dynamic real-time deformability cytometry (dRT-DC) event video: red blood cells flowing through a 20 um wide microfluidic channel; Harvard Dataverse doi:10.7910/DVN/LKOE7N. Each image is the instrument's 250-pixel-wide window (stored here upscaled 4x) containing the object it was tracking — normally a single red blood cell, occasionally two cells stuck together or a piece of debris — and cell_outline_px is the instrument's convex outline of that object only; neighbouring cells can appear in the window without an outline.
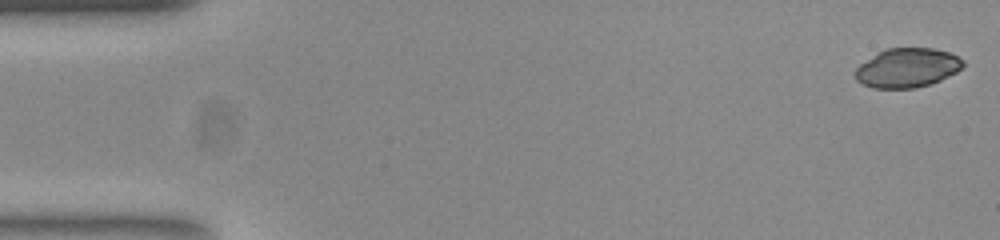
{"species": "common noctule bat (a hibernating species)", "species_latin": "Nyctalus noctula", "temperature_condition": "room temperature", "stored_images_in_passage": 53, "camera_frame_rate_fps": 3000, "um_per_image_px": 0.085, "animal": {"sex": "female", "body_mass_g": 23.0, "forearm_length_mm": 53.4}, "frame": {"image": 1, "passage_image": 1, "time_ms": 0.0, "image_size_px": [1000, 240], "cell_outline_px": [[964, 64], [956, 72], [940, 80], [928, 84], [912, 88], [872, 88], [856, 80], [856, 68], [860, 64], [884, 48], [932, 48], [948, 52], [964, 60]], "centroid_in_image_um": [77.1, 5.76], "position_along_channel_um": 7.9, "area_um2": 24.39}}
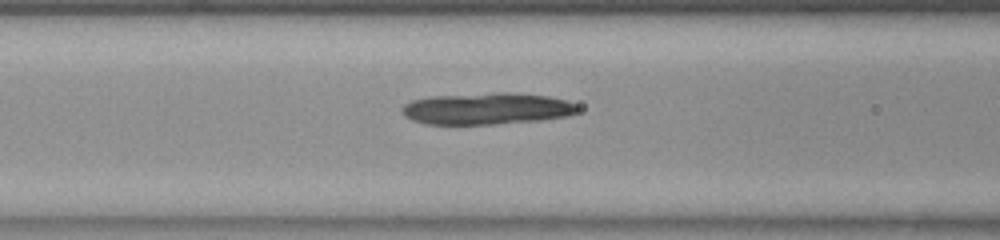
{"frame": {"image": 2, "passage_image": 21, "time_ms": 6.667, "image_size_px": [1000, 240], "cell_outline_px": [[580, 108], [576, 112], [568, 116], [540, 120], [496, 124], [424, 124], [412, 120], [404, 116], [400, 112], [400, 108], [404, 104], [412, 100], [432, 96], [500, 92], [508, 92], [548, 96], [568, 100], [576, 104]], "centroid_in_image_um": [41.37, 9.23], "position_along_channel_um": 125.2, "area_um2": 32.71}}
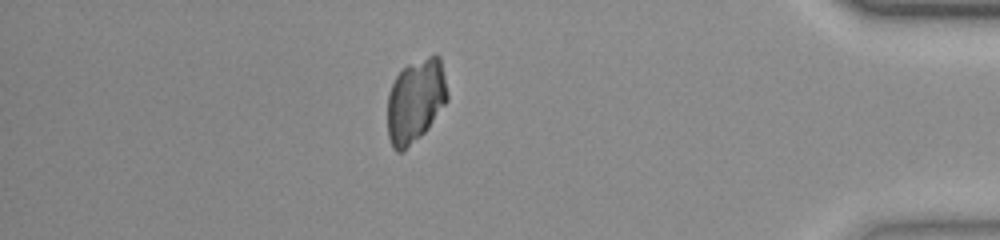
{"frame": {"image": 3, "passage_image": 46, "time_ms": 15.0, "image_size_px": [1000, 240], "cell_outline_px": [[448, 100], [428, 128], [420, 136], [400, 152], [396, 152], [392, 148], [388, 136], [388, 92], [396, 76], [408, 64], [436, 52], [440, 56], [448, 92]], "centroid_in_image_um": [35.33, 8.53], "position_along_channel_um": 399.9, "area_um2": 29.25}}